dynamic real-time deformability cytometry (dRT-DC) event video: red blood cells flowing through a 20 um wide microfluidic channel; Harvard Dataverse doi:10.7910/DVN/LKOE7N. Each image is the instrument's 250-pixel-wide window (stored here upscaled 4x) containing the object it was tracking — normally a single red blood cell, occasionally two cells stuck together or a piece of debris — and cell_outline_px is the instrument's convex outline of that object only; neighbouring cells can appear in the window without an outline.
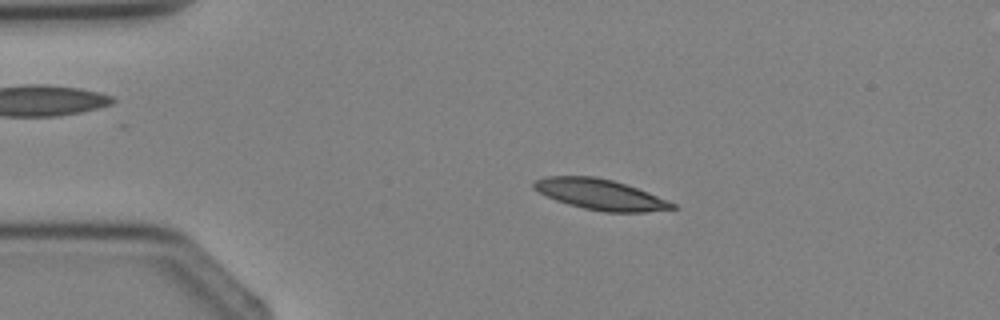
{"species": "Egyptian fruit bat (a non-hibernating species)", "species_latin": "Rousettus aegyptiacus", "temperature_condition": "cold", "stored_images_in_passage": 5, "camera_frame_rate_fps": 3000, "um_per_image_px": 0.085, "animal": {"sex": "female"}, "frame": {"image": 1, "passage_image": 3, "time_ms": 2.333, "image_size_px": [1000, 320], "cell_outline_px": [[676, 208], [644, 212], [604, 212], [584, 208], [568, 204], [556, 200], [532, 188], [532, 184], [536, 180], [548, 176], [596, 176], [612, 180], [648, 192], [668, 200], [676, 204]], "centroid_in_image_um": [51.02, 16.53], "position_along_channel_um": 34.0, "area_um2": 24.45}}
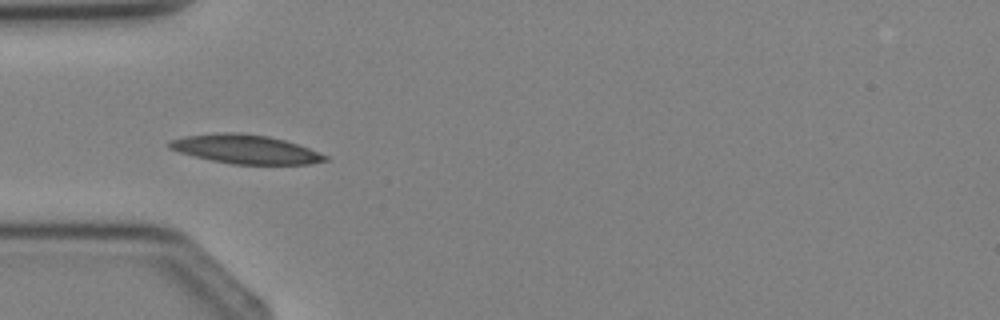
{"frame": {"image": 2, "passage_image": 4, "time_ms": 3.667, "image_size_px": [1000, 320], "cell_outline_px": [[328, 160], [308, 164], [232, 164], [212, 160], [180, 152], [168, 148], [168, 140], [184, 136], [220, 132], [240, 132], [268, 136], [284, 140], [308, 148], [328, 156]], "centroid_in_image_um": [20.84, 12.67], "position_along_channel_um": 64.2, "area_um2": 26.07}}
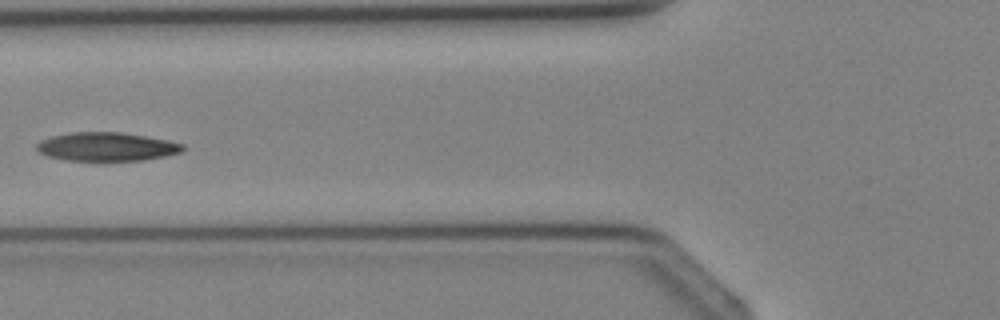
{"frame": {"image": 3, "passage_image": 5, "time_ms": 4.667, "image_size_px": [1000, 320], "cell_outline_px": [[184, 148], [180, 152], [164, 156], [144, 160], [64, 160], [48, 156], [40, 152], [36, 148], [36, 144], [40, 140], [52, 136], [72, 132], [120, 132], [168, 140], [184, 144]], "centroid_in_image_um": [9.04, 12.46], "position_along_channel_um": 116.8, "area_um2": 24.16}}